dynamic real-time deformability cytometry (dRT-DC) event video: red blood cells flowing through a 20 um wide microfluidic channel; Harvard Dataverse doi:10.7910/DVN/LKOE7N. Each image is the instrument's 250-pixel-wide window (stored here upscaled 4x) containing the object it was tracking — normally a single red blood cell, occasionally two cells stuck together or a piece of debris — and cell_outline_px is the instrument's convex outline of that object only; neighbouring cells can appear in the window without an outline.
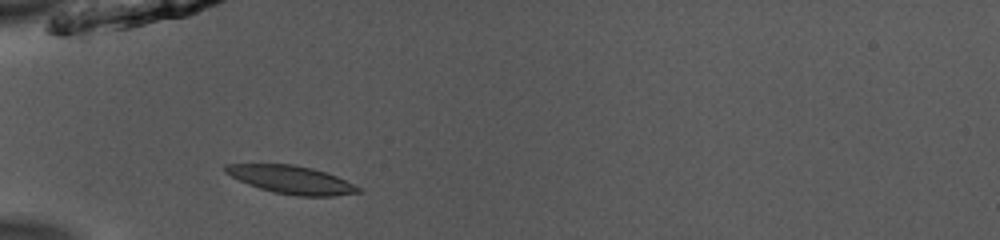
{"species": "common noctule bat (a hibernating species)", "species_latin": "Nyctalus noctula", "temperature_condition": "room temperature", "stored_images_in_passage": 35, "camera_frame_rate_fps": 3000, "um_per_image_px": 0.085, "animal": {"sex": "male", "body_mass_g": 13.0, "forearm_length_mm": 53.1}, "frame": {"image": 1, "passage_image": 1, "time_ms": 0.0, "image_size_px": [1000, 240], "cell_outline_px": [[360, 192], [332, 196], [296, 196], [272, 192], [248, 184], [224, 172], [224, 164], [292, 164], [312, 168], [336, 176], [360, 188]], "centroid_in_image_um": [24.73, 15.27], "position_along_channel_um": 60.3, "area_um2": 21.39}}
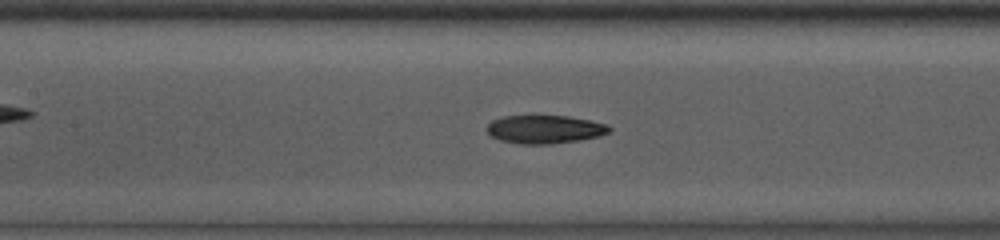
{"frame": {"image": 2, "passage_image": 9, "time_ms": 2.667, "image_size_px": [1000, 240], "cell_outline_px": [[612, 128], [608, 132], [600, 136], [580, 140], [552, 144], [520, 144], [500, 140], [492, 136], [484, 128], [492, 120], [504, 116], [568, 116], [592, 120], [608, 124]], "centroid_in_image_um": [46.32, 10.99], "position_along_channel_um": 161.1, "area_um2": 20.35}}
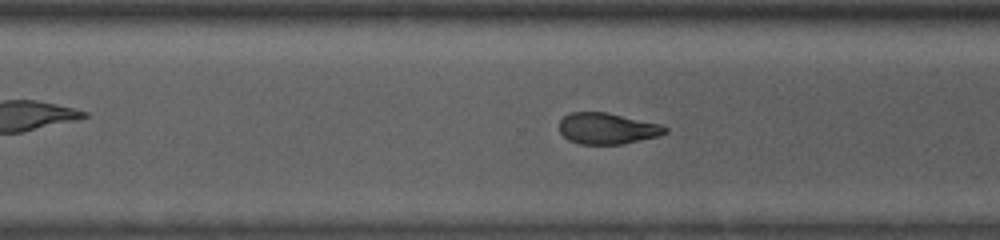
{"frame": {"image": 3, "passage_image": 21, "time_ms": 6.667, "image_size_px": [1000, 240], "cell_outline_px": [[668, 132], [656, 136], [624, 144], [580, 144], [568, 140], [560, 132], [560, 120], [564, 116], [572, 112], [608, 112], [660, 124], [668, 128]], "centroid_in_image_um": [51.61, 10.92], "position_along_channel_um": 319.0, "area_um2": 19.19}, "authors_computed_cell_mechanics": {"area_um2": 20.7502, "velocity_mm_per_s": 3.9635, "shape_relaxation_time_tau1_ms": 3.8244, "shape_relaxation_time_tau2_ms": 2.7989, "deformation_change_tau1": 0.1221, "deformation_change_tau2": 0.0922}}